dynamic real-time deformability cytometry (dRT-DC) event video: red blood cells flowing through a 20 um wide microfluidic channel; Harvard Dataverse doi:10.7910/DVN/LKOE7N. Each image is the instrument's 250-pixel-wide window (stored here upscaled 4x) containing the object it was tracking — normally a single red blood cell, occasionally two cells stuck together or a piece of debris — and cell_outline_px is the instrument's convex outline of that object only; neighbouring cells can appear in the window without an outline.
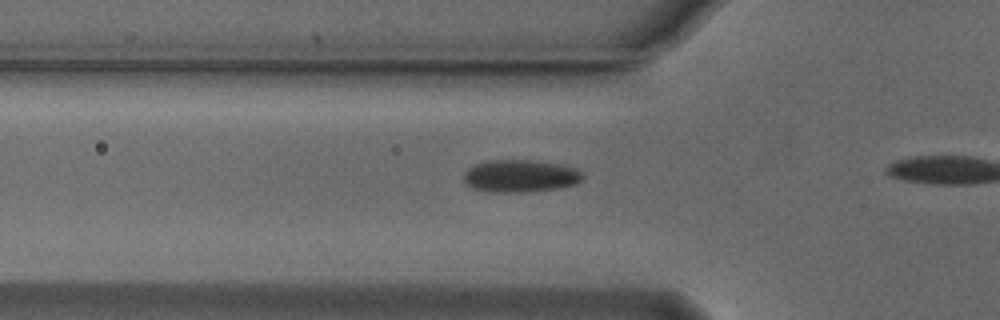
{"species": "Egyptian fruit bat (a non-hibernating species)", "species_latin": "Rousettus aegyptiacus", "temperature_condition": "cold", "stored_images_in_passage": 9, "camera_frame_rate_fps": 3000, "um_per_image_px": 0.085, "animal": {"sex": "male"}, "frame": {"image": 1, "passage_image": 4, "time_ms": 1.0, "image_size_px": [1000, 320], "cell_outline_px": [[584, 176], [576, 184], [556, 188], [520, 192], [496, 192], [472, 188], [464, 184], [464, 172], [468, 168], [484, 160], [536, 160], [564, 164], [576, 168]], "centroid_in_image_um": [44.21, 14.94], "position_along_channel_um": 81.6, "area_um2": 22.6}}
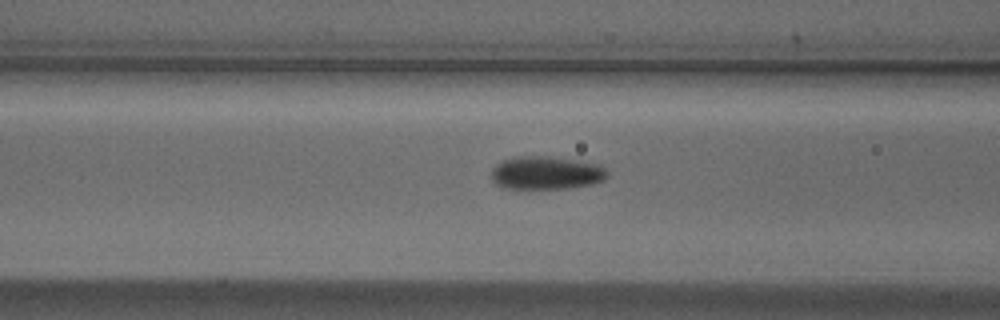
{"frame": {"image": 2, "passage_image": 7, "time_ms": 2.0, "image_size_px": [1000, 320], "cell_outline_px": [[608, 176], [604, 180], [592, 184], [568, 188], [504, 188], [496, 184], [492, 180], [492, 168], [496, 164], [504, 160], [516, 156], [552, 156], [580, 160], [600, 164], [608, 172]], "centroid_in_image_um": [46.46, 14.68], "position_along_channel_um": 120.1, "area_um2": 22.6}}